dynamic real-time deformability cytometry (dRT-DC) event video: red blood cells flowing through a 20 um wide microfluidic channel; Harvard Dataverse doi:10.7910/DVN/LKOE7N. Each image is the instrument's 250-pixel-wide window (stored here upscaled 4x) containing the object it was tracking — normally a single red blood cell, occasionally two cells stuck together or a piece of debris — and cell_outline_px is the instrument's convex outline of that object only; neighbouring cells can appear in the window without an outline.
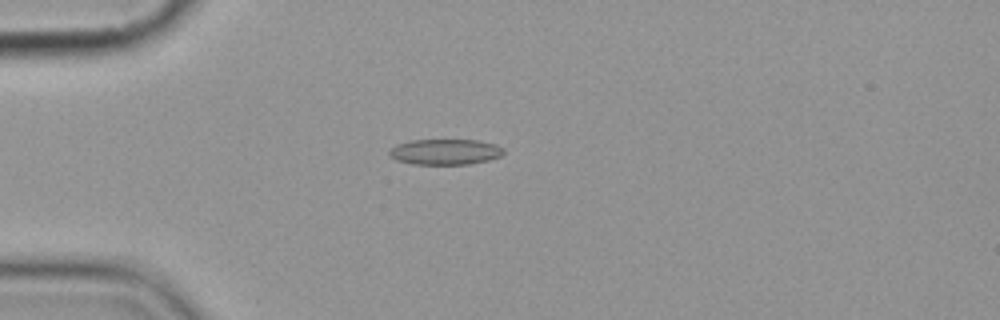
{"species": "common noctule bat (a hibernating species)", "species_latin": "Nyctalus noctula", "temperature_condition": "cold", "stored_images_in_passage": 10, "camera_frame_rate_fps": 3000, "um_per_image_px": 0.085, "animal": {"sex": "female", "body_mass_g": 19.9}, "frame": {"image": 1, "passage_image": 5, "time_ms": 4.667, "image_size_px": [1000, 320], "cell_outline_px": [[504, 152], [500, 156], [488, 160], [468, 164], [412, 164], [396, 160], [388, 156], [388, 152], [396, 144], [408, 140], [476, 140], [496, 144], [504, 148]], "centroid_in_image_um": [37.81, 12.9], "position_along_channel_um": 47.2, "area_um2": 17.17}}
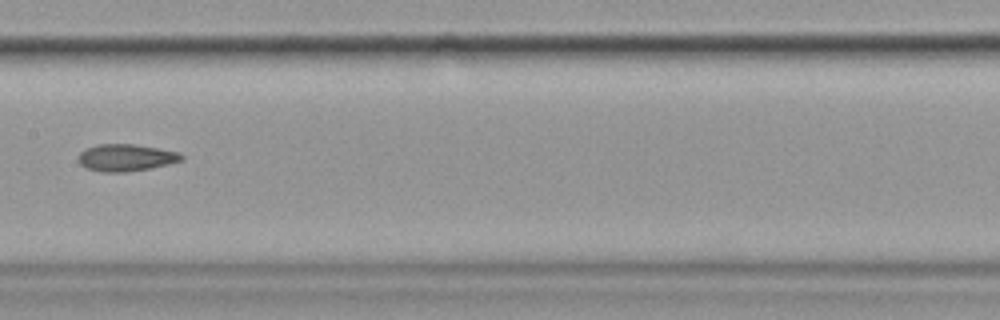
{"frame": {"image": 2, "passage_image": 9, "time_ms": 9.333, "image_size_px": [1000, 320], "cell_outline_px": [[184, 160], [168, 164], [148, 168], [124, 172], [104, 172], [84, 168], [76, 160], [76, 156], [84, 148], [96, 144], [136, 144], [180, 152], [184, 156]], "centroid_in_image_um": [10.65, 13.39], "position_along_channel_um": 196.7, "area_um2": 16.53}}
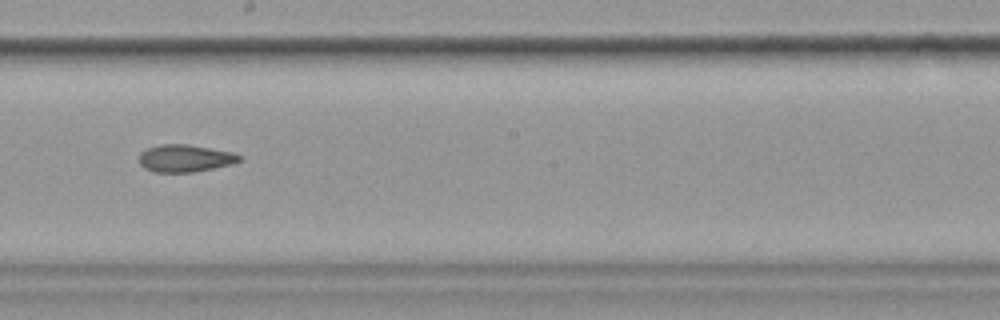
{"frame": {"image": 3, "passage_image": 10, "time_ms": 10.333, "image_size_px": [1000, 320], "cell_outline_px": [[240, 160], [232, 164], [192, 172], [152, 172], [144, 168], [140, 164], [140, 152], [148, 148], [160, 144], [188, 144], [232, 152], [240, 156]], "centroid_in_image_um": [15.69, 13.45], "position_along_channel_um": 232.5, "area_um2": 15.84}}